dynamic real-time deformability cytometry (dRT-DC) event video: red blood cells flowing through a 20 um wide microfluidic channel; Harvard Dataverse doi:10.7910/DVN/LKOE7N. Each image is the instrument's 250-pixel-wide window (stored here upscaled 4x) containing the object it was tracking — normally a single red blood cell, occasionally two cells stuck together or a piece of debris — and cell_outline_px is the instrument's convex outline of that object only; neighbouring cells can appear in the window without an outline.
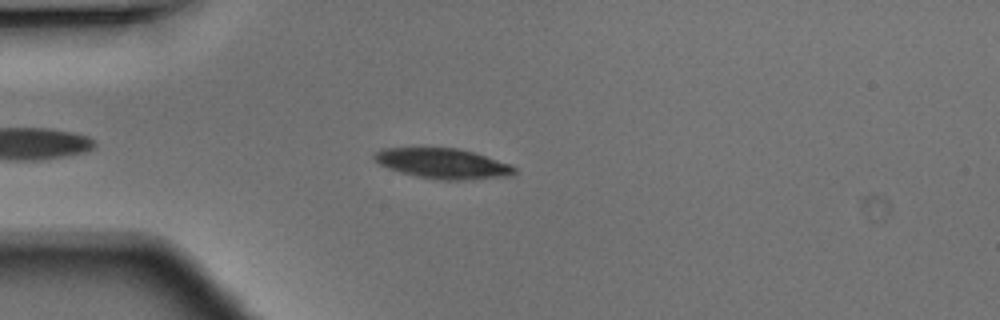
{"species": "Egyptian fruit bat (a non-hibernating species)", "species_latin": "Rousettus aegyptiacus", "temperature_condition": "warm", "stored_images_in_passage": 33, "camera_frame_rate_fps": 3000, "um_per_image_px": 0.085, "animal": {"sex": "male"}, "frame": {"image": 1, "passage_image": 6, "time_ms": 1.667, "image_size_px": [1000, 320], "cell_outline_px": [[516, 172], [508, 176], [456, 180], [444, 180], [416, 176], [400, 172], [388, 168], [380, 164], [372, 156], [380, 148], [456, 148], [472, 152], [508, 164], [516, 168]], "centroid_in_image_um": [37.59, 13.89], "position_along_channel_um": 47.4, "area_um2": 24.16}}
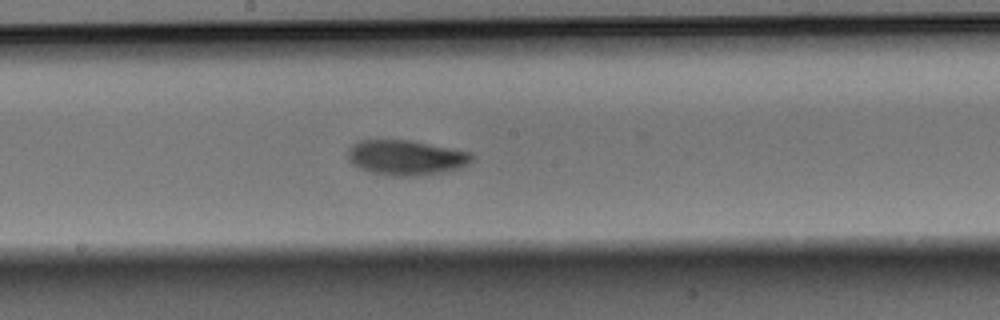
{"frame": {"image": 2, "passage_image": 19, "time_ms": 6.0, "image_size_px": [1000, 320], "cell_outline_px": [[472, 160], [468, 164], [460, 168], [444, 172], [416, 176], [396, 176], [372, 172], [360, 168], [352, 160], [348, 152], [348, 148], [352, 144], [360, 140], [408, 140], [452, 148], [472, 152]], "centroid_in_image_um": [34.57, 13.39], "position_along_channel_um": 213.6, "area_um2": 25.03}}
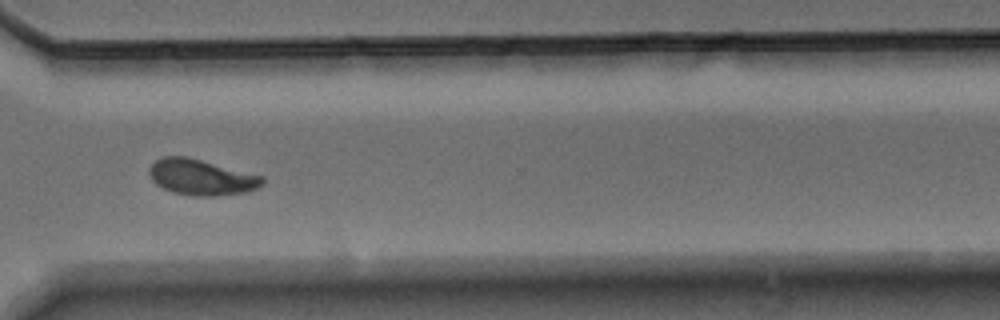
{"frame": {"image": 3, "passage_image": 29, "time_ms": 9.333, "image_size_px": [1000, 320], "cell_outline_px": [[264, 184], [256, 188], [244, 192], [216, 196], [196, 196], [176, 192], [164, 188], [156, 184], [152, 180], [148, 172], [148, 168], [160, 156], [188, 156], [264, 176]], "centroid_in_image_um": [17.11, 15.04], "position_along_channel_um": 353.5, "area_um2": 23.64}}